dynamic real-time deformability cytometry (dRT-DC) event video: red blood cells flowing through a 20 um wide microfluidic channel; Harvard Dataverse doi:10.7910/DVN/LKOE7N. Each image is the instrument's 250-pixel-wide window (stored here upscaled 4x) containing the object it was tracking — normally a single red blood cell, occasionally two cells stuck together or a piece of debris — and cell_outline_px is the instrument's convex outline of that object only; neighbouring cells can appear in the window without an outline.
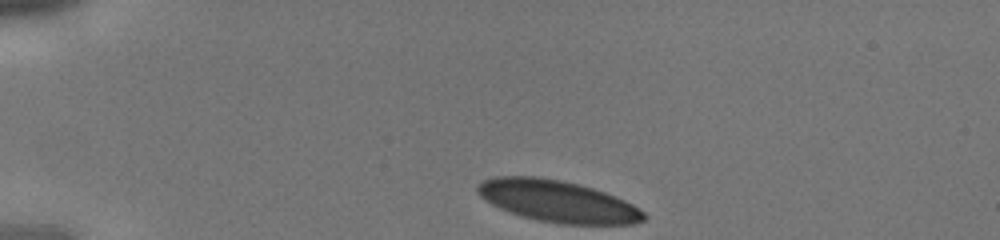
{"species": "human", "species_latin": "Homo sapiens", "temperature_condition": "cold", "stored_images_in_passage": 28, "camera_frame_rate_fps": 3000, "um_per_image_px": 0.085, "donor": {"sex": "male"}, "frame": {"image": 1, "passage_image": 1, "time_ms": 0.0, "image_size_px": [1000, 240], "cell_outline_px": [[648, 216], [644, 220], [632, 224], [560, 224], [540, 220], [524, 216], [500, 208], [484, 200], [476, 192], [476, 188], [484, 180], [496, 176], [536, 176], [560, 180], [580, 184], [616, 196], [632, 204], [644, 212]], "centroid_in_image_um": [47.41, 17.1], "position_along_channel_um": 37.6, "area_um2": 40.17}}
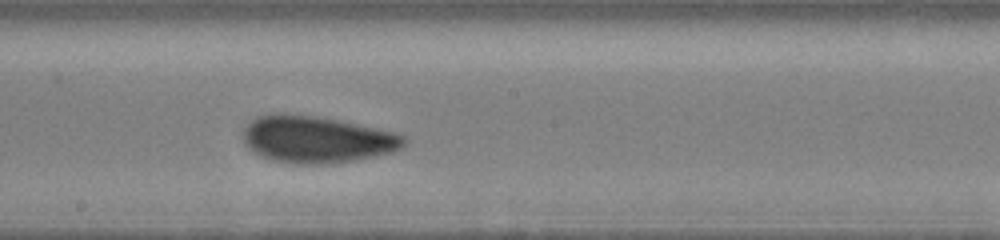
{"frame": {"image": 2, "passage_image": 16, "time_ms": 5.0, "image_size_px": [1000, 240], "cell_outline_px": [[408, 140], [400, 148], [392, 152], [352, 160], [320, 164], [296, 164], [272, 160], [260, 156], [252, 152], [244, 144], [244, 128], [256, 116], [272, 112], [280, 112], [316, 116], [396, 132], [404, 136]], "centroid_in_image_um": [26.86, 11.83], "position_along_channel_um": 221.3, "area_um2": 43.93}}
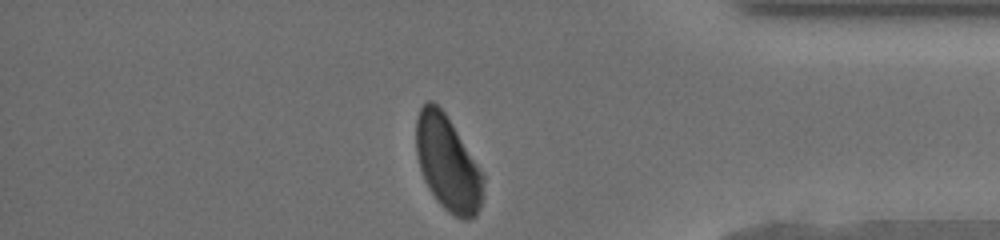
{"frame": {"image": 3, "passage_image": 28, "time_ms": 9.0, "image_size_px": [1000, 240], "cell_outline_px": [[484, 180], [480, 208], [476, 216], [468, 220], [464, 220], [448, 212], [436, 200], [428, 188], [424, 180], [420, 168], [416, 152], [416, 120], [420, 108], [428, 100], [432, 100], [444, 112], [484, 176]], "centroid_in_image_um": [38.03, 13.92], "position_along_channel_um": 397.2, "area_um2": 36.7}}